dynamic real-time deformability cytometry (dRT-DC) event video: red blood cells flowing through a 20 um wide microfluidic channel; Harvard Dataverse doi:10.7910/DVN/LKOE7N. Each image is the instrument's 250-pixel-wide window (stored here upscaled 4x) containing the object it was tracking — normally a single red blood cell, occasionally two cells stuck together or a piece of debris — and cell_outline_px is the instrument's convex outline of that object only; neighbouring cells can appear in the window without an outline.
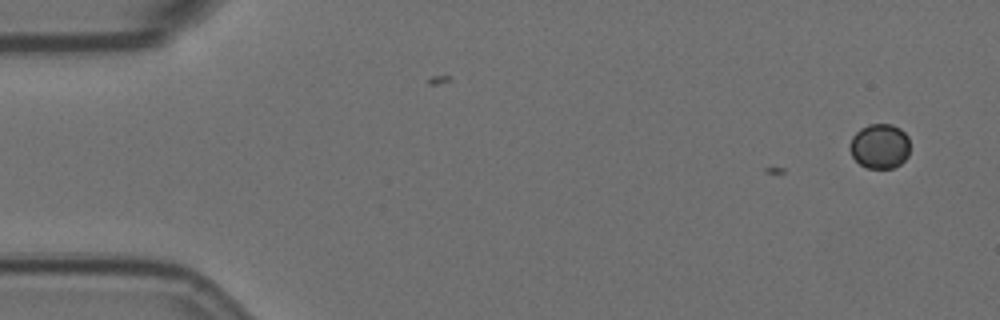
{"species": "Egyptian fruit bat (a non-hibernating species)", "species_latin": "Rousettus aegyptiacus", "temperature_condition": "room temperature", "stored_images_in_passage": 3, "camera_frame_rate_fps": 3000, "um_per_image_px": 0.085, "animal": {"sex": "female"}, "frame": {"image": 1, "passage_image": 3, "time_ms": 0.667, "image_size_px": [1000, 320], "cell_outline_px": [[908, 156], [900, 164], [892, 168], [868, 168], [860, 164], [852, 156], [848, 148], [852, 136], [860, 128], [868, 124], [892, 124], [900, 128], [908, 136]], "centroid_in_image_um": [74.75, 12.41], "position_along_channel_um": 10.2, "area_um2": 15.78}}